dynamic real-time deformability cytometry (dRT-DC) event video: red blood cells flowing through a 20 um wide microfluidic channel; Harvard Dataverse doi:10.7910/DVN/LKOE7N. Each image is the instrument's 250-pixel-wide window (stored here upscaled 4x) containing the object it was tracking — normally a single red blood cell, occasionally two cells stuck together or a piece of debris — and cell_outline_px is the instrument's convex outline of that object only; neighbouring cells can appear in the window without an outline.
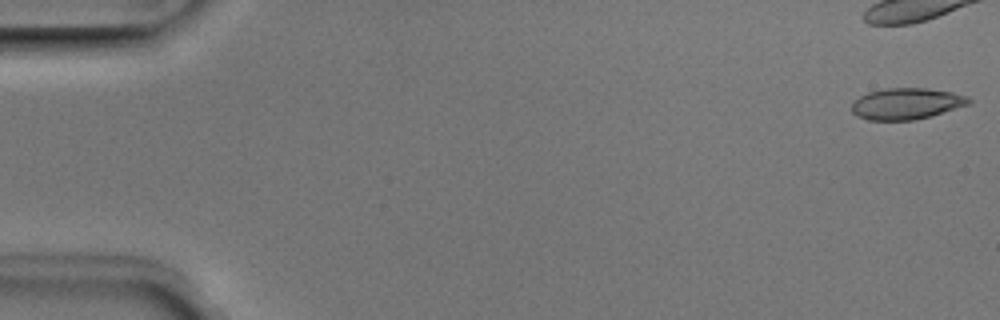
{"species": "Egyptian fruit bat (a non-hibernating species)", "species_latin": "Rousettus aegyptiacus", "temperature_condition": "room temperature", "stored_images_in_passage": 40, "camera_frame_rate_fps": 3000, "um_per_image_px": 0.085, "animal": {"sex": "male"}, "frame": {"image": 1, "passage_image": 1, "time_ms": 0.0, "image_size_px": [1000, 320], "cell_outline_px": [[972, 104], [928, 116], [912, 120], [868, 120], [856, 116], [852, 112], [852, 104], [860, 96], [868, 92], [884, 88], [928, 88], [952, 92], [968, 96], [972, 100]], "centroid_in_image_um": [77.06, 8.8], "position_along_channel_um": 7.9, "area_um2": 21.39}}